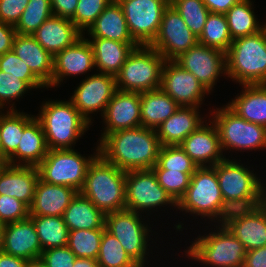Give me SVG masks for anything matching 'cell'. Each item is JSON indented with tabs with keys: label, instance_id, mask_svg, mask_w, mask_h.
Masks as SVG:
<instances>
[{
	"label": "cell",
	"instance_id": "obj_1",
	"mask_svg": "<svg viewBox=\"0 0 266 267\" xmlns=\"http://www.w3.org/2000/svg\"><path fill=\"white\" fill-rule=\"evenodd\" d=\"M98 147L106 161L128 172L152 169L162 145L155 129L140 126L109 133Z\"/></svg>",
	"mask_w": 266,
	"mask_h": 267
},
{
	"label": "cell",
	"instance_id": "obj_2",
	"mask_svg": "<svg viewBox=\"0 0 266 267\" xmlns=\"http://www.w3.org/2000/svg\"><path fill=\"white\" fill-rule=\"evenodd\" d=\"M126 172L98 154L89 164L80 193L105 214L126 209Z\"/></svg>",
	"mask_w": 266,
	"mask_h": 267
},
{
	"label": "cell",
	"instance_id": "obj_3",
	"mask_svg": "<svg viewBox=\"0 0 266 267\" xmlns=\"http://www.w3.org/2000/svg\"><path fill=\"white\" fill-rule=\"evenodd\" d=\"M226 76L241 85L266 84V26L232 41L226 52Z\"/></svg>",
	"mask_w": 266,
	"mask_h": 267
},
{
	"label": "cell",
	"instance_id": "obj_4",
	"mask_svg": "<svg viewBox=\"0 0 266 267\" xmlns=\"http://www.w3.org/2000/svg\"><path fill=\"white\" fill-rule=\"evenodd\" d=\"M212 167L216 171L225 205L230 210L255 207L265 201L266 187L243 164L225 158Z\"/></svg>",
	"mask_w": 266,
	"mask_h": 267
},
{
	"label": "cell",
	"instance_id": "obj_5",
	"mask_svg": "<svg viewBox=\"0 0 266 267\" xmlns=\"http://www.w3.org/2000/svg\"><path fill=\"white\" fill-rule=\"evenodd\" d=\"M39 116L49 150L72 149V145L89 128L90 123L70 101H46Z\"/></svg>",
	"mask_w": 266,
	"mask_h": 267
},
{
	"label": "cell",
	"instance_id": "obj_6",
	"mask_svg": "<svg viewBox=\"0 0 266 267\" xmlns=\"http://www.w3.org/2000/svg\"><path fill=\"white\" fill-rule=\"evenodd\" d=\"M176 208L210 218L211 221L218 219L223 223L231 210L225 205L216 171L212 166L198 167L195 170Z\"/></svg>",
	"mask_w": 266,
	"mask_h": 267
},
{
	"label": "cell",
	"instance_id": "obj_7",
	"mask_svg": "<svg viewBox=\"0 0 266 267\" xmlns=\"http://www.w3.org/2000/svg\"><path fill=\"white\" fill-rule=\"evenodd\" d=\"M165 62L150 45L137 46L115 76L117 89L139 93L159 89Z\"/></svg>",
	"mask_w": 266,
	"mask_h": 267
},
{
	"label": "cell",
	"instance_id": "obj_8",
	"mask_svg": "<svg viewBox=\"0 0 266 267\" xmlns=\"http://www.w3.org/2000/svg\"><path fill=\"white\" fill-rule=\"evenodd\" d=\"M220 225L217 232L198 236L186 250L188 257L211 267H243L246 254L243 244L223 223Z\"/></svg>",
	"mask_w": 266,
	"mask_h": 267
},
{
	"label": "cell",
	"instance_id": "obj_9",
	"mask_svg": "<svg viewBox=\"0 0 266 267\" xmlns=\"http://www.w3.org/2000/svg\"><path fill=\"white\" fill-rule=\"evenodd\" d=\"M98 154L99 147L96 148V154L88 158L74 149L48 150L37 166L40 179L48 184L69 186L80 192L88 166Z\"/></svg>",
	"mask_w": 266,
	"mask_h": 267
},
{
	"label": "cell",
	"instance_id": "obj_10",
	"mask_svg": "<svg viewBox=\"0 0 266 267\" xmlns=\"http://www.w3.org/2000/svg\"><path fill=\"white\" fill-rule=\"evenodd\" d=\"M213 113L222 151L266 149V127L246 121L227 105Z\"/></svg>",
	"mask_w": 266,
	"mask_h": 267
},
{
	"label": "cell",
	"instance_id": "obj_11",
	"mask_svg": "<svg viewBox=\"0 0 266 267\" xmlns=\"http://www.w3.org/2000/svg\"><path fill=\"white\" fill-rule=\"evenodd\" d=\"M141 219L139 213L126 209L107 213L105 228L118 239L133 261L138 266L144 267L150 229Z\"/></svg>",
	"mask_w": 266,
	"mask_h": 267
},
{
	"label": "cell",
	"instance_id": "obj_12",
	"mask_svg": "<svg viewBox=\"0 0 266 267\" xmlns=\"http://www.w3.org/2000/svg\"><path fill=\"white\" fill-rule=\"evenodd\" d=\"M126 210L140 213L158 206H177V202L158 183L152 169L126 172ZM146 209V210H145Z\"/></svg>",
	"mask_w": 266,
	"mask_h": 267
},
{
	"label": "cell",
	"instance_id": "obj_13",
	"mask_svg": "<svg viewBox=\"0 0 266 267\" xmlns=\"http://www.w3.org/2000/svg\"><path fill=\"white\" fill-rule=\"evenodd\" d=\"M123 10L129 32L139 45H150L156 38L167 7L160 0H116Z\"/></svg>",
	"mask_w": 266,
	"mask_h": 267
},
{
	"label": "cell",
	"instance_id": "obj_14",
	"mask_svg": "<svg viewBox=\"0 0 266 267\" xmlns=\"http://www.w3.org/2000/svg\"><path fill=\"white\" fill-rule=\"evenodd\" d=\"M198 43V37L187 27L172 5L165 8L156 38L150 44L166 61H174Z\"/></svg>",
	"mask_w": 266,
	"mask_h": 267
},
{
	"label": "cell",
	"instance_id": "obj_15",
	"mask_svg": "<svg viewBox=\"0 0 266 267\" xmlns=\"http://www.w3.org/2000/svg\"><path fill=\"white\" fill-rule=\"evenodd\" d=\"M223 224L246 251L266 246V201L255 207L231 210Z\"/></svg>",
	"mask_w": 266,
	"mask_h": 267
},
{
	"label": "cell",
	"instance_id": "obj_16",
	"mask_svg": "<svg viewBox=\"0 0 266 267\" xmlns=\"http://www.w3.org/2000/svg\"><path fill=\"white\" fill-rule=\"evenodd\" d=\"M183 69L191 72L211 92L220 74L226 75V53L200 43L191 47L174 60Z\"/></svg>",
	"mask_w": 266,
	"mask_h": 267
},
{
	"label": "cell",
	"instance_id": "obj_17",
	"mask_svg": "<svg viewBox=\"0 0 266 267\" xmlns=\"http://www.w3.org/2000/svg\"><path fill=\"white\" fill-rule=\"evenodd\" d=\"M160 88L180 107H199L205 94L210 93L191 72L175 61L164 63Z\"/></svg>",
	"mask_w": 266,
	"mask_h": 267
},
{
	"label": "cell",
	"instance_id": "obj_18",
	"mask_svg": "<svg viewBox=\"0 0 266 267\" xmlns=\"http://www.w3.org/2000/svg\"><path fill=\"white\" fill-rule=\"evenodd\" d=\"M117 90L115 76L97 73L86 77L75 89L69 101L78 112L88 121L90 113L100 110L102 115Z\"/></svg>",
	"mask_w": 266,
	"mask_h": 267
},
{
	"label": "cell",
	"instance_id": "obj_19",
	"mask_svg": "<svg viewBox=\"0 0 266 267\" xmlns=\"http://www.w3.org/2000/svg\"><path fill=\"white\" fill-rule=\"evenodd\" d=\"M101 116L106 127L100 141L109 133L140 127V93L117 89Z\"/></svg>",
	"mask_w": 266,
	"mask_h": 267
},
{
	"label": "cell",
	"instance_id": "obj_20",
	"mask_svg": "<svg viewBox=\"0 0 266 267\" xmlns=\"http://www.w3.org/2000/svg\"><path fill=\"white\" fill-rule=\"evenodd\" d=\"M179 145L198 167L215 166L226 158L221 153L219 132L213 121L203 123Z\"/></svg>",
	"mask_w": 266,
	"mask_h": 267
},
{
	"label": "cell",
	"instance_id": "obj_21",
	"mask_svg": "<svg viewBox=\"0 0 266 267\" xmlns=\"http://www.w3.org/2000/svg\"><path fill=\"white\" fill-rule=\"evenodd\" d=\"M95 67L94 54L88 38L82 36L73 45L54 56V71L51 88L58 86L65 76H73L91 71Z\"/></svg>",
	"mask_w": 266,
	"mask_h": 267
},
{
	"label": "cell",
	"instance_id": "obj_22",
	"mask_svg": "<svg viewBox=\"0 0 266 267\" xmlns=\"http://www.w3.org/2000/svg\"><path fill=\"white\" fill-rule=\"evenodd\" d=\"M2 251L27 261L41 257L42 247L30 217L4 224Z\"/></svg>",
	"mask_w": 266,
	"mask_h": 267
},
{
	"label": "cell",
	"instance_id": "obj_23",
	"mask_svg": "<svg viewBox=\"0 0 266 267\" xmlns=\"http://www.w3.org/2000/svg\"><path fill=\"white\" fill-rule=\"evenodd\" d=\"M12 51L47 87L51 88L54 56L46 51L33 35L17 33Z\"/></svg>",
	"mask_w": 266,
	"mask_h": 267
},
{
	"label": "cell",
	"instance_id": "obj_24",
	"mask_svg": "<svg viewBox=\"0 0 266 267\" xmlns=\"http://www.w3.org/2000/svg\"><path fill=\"white\" fill-rule=\"evenodd\" d=\"M32 35L46 51L55 56L73 45L84 33L70 19L52 15Z\"/></svg>",
	"mask_w": 266,
	"mask_h": 267
},
{
	"label": "cell",
	"instance_id": "obj_25",
	"mask_svg": "<svg viewBox=\"0 0 266 267\" xmlns=\"http://www.w3.org/2000/svg\"><path fill=\"white\" fill-rule=\"evenodd\" d=\"M39 179V170L35 166L8 164L0 173V195L14 197L30 207Z\"/></svg>",
	"mask_w": 266,
	"mask_h": 267
},
{
	"label": "cell",
	"instance_id": "obj_26",
	"mask_svg": "<svg viewBox=\"0 0 266 267\" xmlns=\"http://www.w3.org/2000/svg\"><path fill=\"white\" fill-rule=\"evenodd\" d=\"M77 193L72 187L48 184L39 179L29 215L62 216Z\"/></svg>",
	"mask_w": 266,
	"mask_h": 267
},
{
	"label": "cell",
	"instance_id": "obj_27",
	"mask_svg": "<svg viewBox=\"0 0 266 267\" xmlns=\"http://www.w3.org/2000/svg\"><path fill=\"white\" fill-rule=\"evenodd\" d=\"M40 121L34 117L25 127L16 152L7 160L10 165L37 167L48 153ZM19 161L17 162V160ZM18 163V164H17Z\"/></svg>",
	"mask_w": 266,
	"mask_h": 267
},
{
	"label": "cell",
	"instance_id": "obj_28",
	"mask_svg": "<svg viewBox=\"0 0 266 267\" xmlns=\"http://www.w3.org/2000/svg\"><path fill=\"white\" fill-rule=\"evenodd\" d=\"M88 39L94 54L95 67L100 73L116 76L125 64L128 56L138 43H125L115 40L91 37Z\"/></svg>",
	"mask_w": 266,
	"mask_h": 267
},
{
	"label": "cell",
	"instance_id": "obj_29",
	"mask_svg": "<svg viewBox=\"0 0 266 267\" xmlns=\"http://www.w3.org/2000/svg\"><path fill=\"white\" fill-rule=\"evenodd\" d=\"M199 107H180L157 129V136L162 146L179 145L186 137L201 126Z\"/></svg>",
	"mask_w": 266,
	"mask_h": 267
},
{
	"label": "cell",
	"instance_id": "obj_30",
	"mask_svg": "<svg viewBox=\"0 0 266 267\" xmlns=\"http://www.w3.org/2000/svg\"><path fill=\"white\" fill-rule=\"evenodd\" d=\"M90 37L137 43L131 36L121 6L113 0L87 30Z\"/></svg>",
	"mask_w": 266,
	"mask_h": 267
},
{
	"label": "cell",
	"instance_id": "obj_31",
	"mask_svg": "<svg viewBox=\"0 0 266 267\" xmlns=\"http://www.w3.org/2000/svg\"><path fill=\"white\" fill-rule=\"evenodd\" d=\"M242 93L227 106L248 122L266 127V84L243 85Z\"/></svg>",
	"mask_w": 266,
	"mask_h": 267
},
{
	"label": "cell",
	"instance_id": "obj_32",
	"mask_svg": "<svg viewBox=\"0 0 266 267\" xmlns=\"http://www.w3.org/2000/svg\"><path fill=\"white\" fill-rule=\"evenodd\" d=\"M141 126L157 129L180 106L161 88L140 93Z\"/></svg>",
	"mask_w": 266,
	"mask_h": 267
},
{
	"label": "cell",
	"instance_id": "obj_33",
	"mask_svg": "<svg viewBox=\"0 0 266 267\" xmlns=\"http://www.w3.org/2000/svg\"><path fill=\"white\" fill-rule=\"evenodd\" d=\"M62 217L69 231L105 228L106 214L80 192L72 199Z\"/></svg>",
	"mask_w": 266,
	"mask_h": 267
},
{
	"label": "cell",
	"instance_id": "obj_34",
	"mask_svg": "<svg viewBox=\"0 0 266 267\" xmlns=\"http://www.w3.org/2000/svg\"><path fill=\"white\" fill-rule=\"evenodd\" d=\"M2 113L0 124V141L2 157L8 160L15 152L23 135L24 127L34 118V116L18 112L13 107Z\"/></svg>",
	"mask_w": 266,
	"mask_h": 267
},
{
	"label": "cell",
	"instance_id": "obj_35",
	"mask_svg": "<svg viewBox=\"0 0 266 267\" xmlns=\"http://www.w3.org/2000/svg\"><path fill=\"white\" fill-rule=\"evenodd\" d=\"M29 217L33 220L42 251L67 246L69 230L62 216Z\"/></svg>",
	"mask_w": 266,
	"mask_h": 267
},
{
	"label": "cell",
	"instance_id": "obj_36",
	"mask_svg": "<svg viewBox=\"0 0 266 267\" xmlns=\"http://www.w3.org/2000/svg\"><path fill=\"white\" fill-rule=\"evenodd\" d=\"M251 6L250 0H240L225 13L232 40L256 34L266 26L257 22Z\"/></svg>",
	"mask_w": 266,
	"mask_h": 267
},
{
	"label": "cell",
	"instance_id": "obj_37",
	"mask_svg": "<svg viewBox=\"0 0 266 267\" xmlns=\"http://www.w3.org/2000/svg\"><path fill=\"white\" fill-rule=\"evenodd\" d=\"M225 14L210 12L198 43L227 52L232 43Z\"/></svg>",
	"mask_w": 266,
	"mask_h": 267
},
{
	"label": "cell",
	"instance_id": "obj_38",
	"mask_svg": "<svg viewBox=\"0 0 266 267\" xmlns=\"http://www.w3.org/2000/svg\"><path fill=\"white\" fill-rule=\"evenodd\" d=\"M98 267H141L126 253L125 249L110 232L103 230L99 254Z\"/></svg>",
	"mask_w": 266,
	"mask_h": 267
},
{
	"label": "cell",
	"instance_id": "obj_39",
	"mask_svg": "<svg viewBox=\"0 0 266 267\" xmlns=\"http://www.w3.org/2000/svg\"><path fill=\"white\" fill-rule=\"evenodd\" d=\"M104 229L69 231L67 246L77 258L97 259Z\"/></svg>",
	"mask_w": 266,
	"mask_h": 267
},
{
	"label": "cell",
	"instance_id": "obj_40",
	"mask_svg": "<svg viewBox=\"0 0 266 267\" xmlns=\"http://www.w3.org/2000/svg\"><path fill=\"white\" fill-rule=\"evenodd\" d=\"M52 15L51 0H29L14 28L18 34L32 35Z\"/></svg>",
	"mask_w": 266,
	"mask_h": 267
},
{
	"label": "cell",
	"instance_id": "obj_41",
	"mask_svg": "<svg viewBox=\"0 0 266 267\" xmlns=\"http://www.w3.org/2000/svg\"><path fill=\"white\" fill-rule=\"evenodd\" d=\"M171 5L181 15L187 27L199 37L210 13L203 1L173 0Z\"/></svg>",
	"mask_w": 266,
	"mask_h": 267
},
{
	"label": "cell",
	"instance_id": "obj_42",
	"mask_svg": "<svg viewBox=\"0 0 266 267\" xmlns=\"http://www.w3.org/2000/svg\"><path fill=\"white\" fill-rule=\"evenodd\" d=\"M198 165L184 152L180 145L162 146L157 159V164L152 169H167L194 173Z\"/></svg>",
	"mask_w": 266,
	"mask_h": 267
},
{
	"label": "cell",
	"instance_id": "obj_43",
	"mask_svg": "<svg viewBox=\"0 0 266 267\" xmlns=\"http://www.w3.org/2000/svg\"><path fill=\"white\" fill-rule=\"evenodd\" d=\"M0 71L16 76L25 81L32 89L47 86L30 70V68L13 52L0 55Z\"/></svg>",
	"mask_w": 266,
	"mask_h": 267
},
{
	"label": "cell",
	"instance_id": "obj_44",
	"mask_svg": "<svg viewBox=\"0 0 266 267\" xmlns=\"http://www.w3.org/2000/svg\"><path fill=\"white\" fill-rule=\"evenodd\" d=\"M158 183L178 202L185 194L193 173L170 171L167 169H152Z\"/></svg>",
	"mask_w": 266,
	"mask_h": 267
},
{
	"label": "cell",
	"instance_id": "obj_45",
	"mask_svg": "<svg viewBox=\"0 0 266 267\" xmlns=\"http://www.w3.org/2000/svg\"><path fill=\"white\" fill-rule=\"evenodd\" d=\"M113 0H78L74 16L70 19L83 33Z\"/></svg>",
	"mask_w": 266,
	"mask_h": 267
},
{
	"label": "cell",
	"instance_id": "obj_46",
	"mask_svg": "<svg viewBox=\"0 0 266 267\" xmlns=\"http://www.w3.org/2000/svg\"><path fill=\"white\" fill-rule=\"evenodd\" d=\"M29 89L32 90L25 81L0 71V109L4 108L5 103L22 97Z\"/></svg>",
	"mask_w": 266,
	"mask_h": 267
},
{
	"label": "cell",
	"instance_id": "obj_47",
	"mask_svg": "<svg viewBox=\"0 0 266 267\" xmlns=\"http://www.w3.org/2000/svg\"><path fill=\"white\" fill-rule=\"evenodd\" d=\"M29 217V207L14 197L0 195V223L7 224Z\"/></svg>",
	"mask_w": 266,
	"mask_h": 267
},
{
	"label": "cell",
	"instance_id": "obj_48",
	"mask_svg": "<svg viewBox=\"0 0 266 267\" xmlns=\"http://www.w3.org/2000/svg\"><path fill=\"white\" fill-rule=\"evenodd\" d=\"M76 258L68 246L50 248L42 251L41 255L47 267H73Z\"/></svg>",
	"mask_w": 266,
	"mask_h": 267
},
{
	"label": "cell",
	"instance_id": "obj_49",
	"mask_svg": "<svg viewBox=\"0 0 266 267\" xmlns=\"http://www.w3.org/2000/svg\"><path fill=\"white\" fill-rule=\"evenodd\" d=\"M29 0H0V22L15 26Z\"/></svg>",
	"mask_w": 266,
	"mask_h": 267
},
{
	"label": "cell",
	"instance_id": "obj_50",
	"mask_svg": "<svg viewBox=\"0 0 266 267\" xmlns=\"http://www.w3.org/2000/svg\"><path fill=\"white\" fill-rule=\"evenodd\" d=\"M78 0H51L54 16L71 19L77 8Z\"/></svg>",
	"mask_w": 266,
	"mask_h": 267
},
{
	"label": "cell",
	"instance_id": "obj_51",
	"mask_svg": "<svg viewBox=\"0 0 266 267\" xmlns=\"http://www.w3.org/2000/svg\"><path fill=\"white\" fill-rule=\"evenodd\" d=\"M16 34L13 25L0 22V55L12 51Z\"/></svg>",
	"mask_w": 266,
	"mask_h": 267
},
{
	"label": "cell",
	"instance_id": "obj_52",
	"mask_svg": "<svg viewBox=\"0 0 266 267\" xmlns=\"http://www.w3.org/2000/svg\"><path fill=\"white\" fill-rule=\"evenodd\" d=\"M243 267H266V246L246 251Z\"/></svg>",
	"mask_w": 266,
	"mask_h": 267
},
{
	"label": "cell",
	"instance_id": "obj_53",
	"mask_svg": "<svg viewBox=\"0 0 266 267\" xmlns=\"http://www.w3.org/2000/svg\"><path fill=\"white\" fill-rule=\"evenodd\" d=\"M209 12L225 14L240 0H202Z\"/></svg>",
	"mask_w": 266,
	"mask_h": 267
},
{
	"label": "cell",
	"instance_id": "obj_54",
	"mask_svg": "<svg viewBox=\"0 0 266 267\" xmlns=\"http://www.w3.org/2000/svg\"><path fill=\"white\" fill-rule=\"evenodd\" d=\"M27 260L0 251V267H26Z\"/></svg>",
	"mask_w": 266,
	"mask_h": 267
},
{
	"label": "cell",
	"instance_id": "obj_55",
	"mask_svg": "<svg viewBox=\"0 0 266 267\" xmlns=\"http://www.w3.org/2000/svg\"><path fill=\"white\" fill-rule=\"evenodd\" d=\"M73 267H98L96 259L76 258Z\"/></svg>",
	"mask_w": 266,
	"mask_h": 267
},
{
	"label": "cell",
	"instance_id": "obj_56",
	"mask_svg": "<svg viewBox=\"0 0 266 267\" xmlns=\"http://www.w3.org/2000/svg\"><path fill=\"white\" fill-rule=\"evenodd\" d=\"M26 267H47V265L40 257V258L28 260L26 262Z\"/></svg>",
	"mask_w": 266,
	"mask_h": 267
},
{
	"label": "cell",
	"instance_id": "obj_57",
	"mask_svg": "<svg viewBox=\"0 0 266 267\" xmlns=\"http://www.w3.org/2000/svg\"><path fill=\"white\" fill-rule=\"evenodd\" d=\"M3 238H4V224L0 223V251L3 248Z\"/></svg>",
	"mask_w": 266,
	"mask_h": 267
},
{
	"label": "cell",
	"instance_id": "obj_58",
	"mask_svg": "<svg viewBox=\"0 0 266 267\" xmlns=\"http://www.w3.org/2000/svg\"><path fill=\"white\" fill-rule=\"evenodd\" d=\"M8 165V162L5 158L0 156V173L4 170V168Z\"/></svg>",
	"mask_w": 266,
	"mask_h": 267
},
{
	"label": "cell",
	"instance_id": "obj_59",
	"mask_svg": "<svg viewBox=\"0 0 266 267\" xmlns=\"http://www.w3.org/2000/svg\"><path fill=\"white\" fill-rule=\"evenodd\" d=\"M161 2H164L167 6L171 5L173 0H160Z\"/></svg>",
	"mask_w": 266,
	"mask_h": 267
},
{
	"label": "cell",
	"instance_id": "obj_60",
	"mask_svg": "<svg viewBox=\"0 0 266 267\" xmlns=\"http://www.w3.org/2000/svg\"><path fill=\"white\" fill-rule=\"evenodd\" d=\"M2 110H0V124H1V117H2ZM0 156L2 157V149H1V141H0Z\"/></svg>",
	"mask_w": 266,
	"mask_h": 267
}]
</instances>
